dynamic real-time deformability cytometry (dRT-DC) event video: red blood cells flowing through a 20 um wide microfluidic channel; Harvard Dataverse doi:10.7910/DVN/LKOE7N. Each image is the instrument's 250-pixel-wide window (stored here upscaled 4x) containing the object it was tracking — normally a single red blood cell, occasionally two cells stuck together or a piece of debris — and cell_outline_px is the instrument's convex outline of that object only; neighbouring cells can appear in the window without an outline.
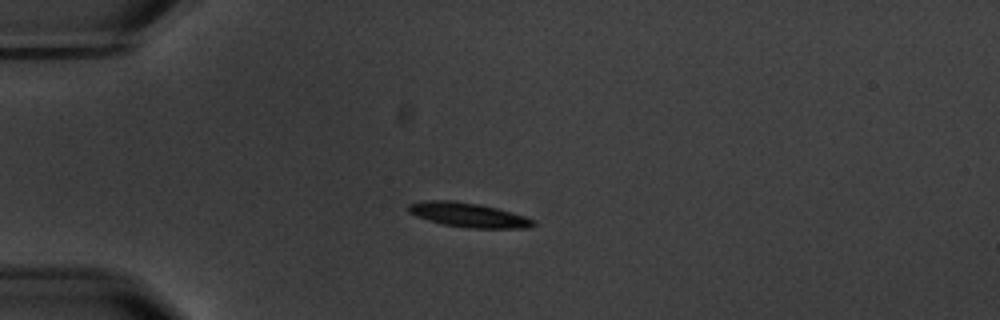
{"species": "common noctule bat (a hibernating species)", "species_latin": "Nyctalus noctula", "temperature_condition": "warm", "stored_images_in_passage": 10, "camera_frame_rate_fps": 3000, "um_per_image_px": 0.085, "animal": {"sex": "male", "body_mass_g": 20.1, "forearm_length_mm": 53.5}, "frame": {"image": 1, "passage_image": 1, "time_ms": 0.0, "image_size_px": [1000, 320], "cell_outline_px": [[536, 224], [532, 228], [468, 228], [444, 224], [428, 220], [416, 216], [408, 212], [408, 204], [424, 200], [452, 200], [480, 204], [496, 208], [524, 216], [536, 220]], "centroid_in_image_um": [39.82, 18.27], "position_along_channel_um": 45.2, "area_um2": 17.8}}
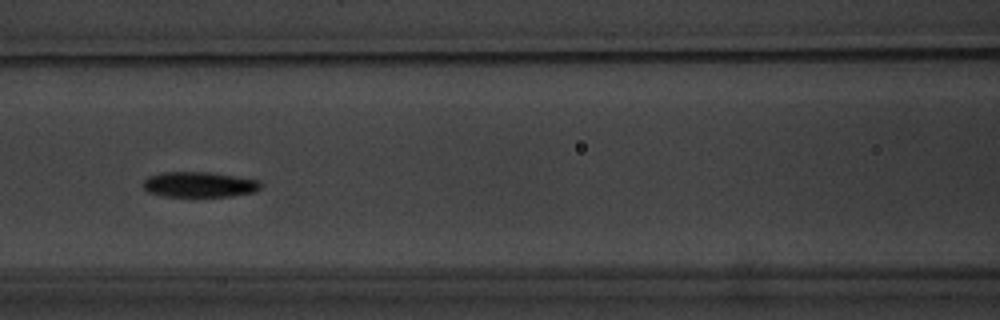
{"frame": {"image": 2, "passage_image": 4, "time_ms": 3.667, "image_size_px": [1000, 320], "cell_outline_px": [[260, 188], [256, 192], [232, 196], [164, 196], [148, 192], [140, 184], [148, 176], [160, 172], [208, 172], [260, 180]], "centroid_in_image_um": [16.91, 15.68], "position_along_channel_um": 149.7, "area_um2": 17.46}}
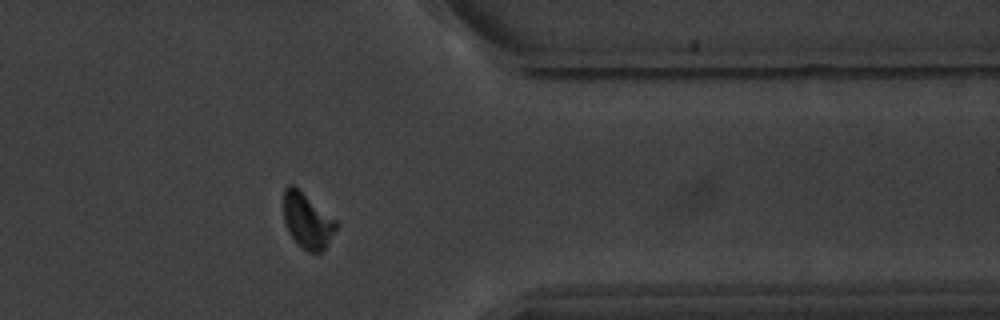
{"frame": {"image": 3, "passage_image": 10, "time_ms": 10.667, "image_size_px": [1000, 320], "cell_outline_px": [[336, 228], [324, 248], [320, 252], [308, 252], [292, 236], [284, 220], [284, 188], [288, 184], [296, 184], [336, 220]], "centroid_in_image_um": [26.1, 18.67], "position_along_channel_um": 385.3, "area_um2": 16.7}, "authors_computed_cell_mechanics": {"area_um2": 17.6001, "velocity_mm_per_s": 3.4989, "shape_relaxation_time_tau1_ms": 1.5694, "shape_relaxation_time_tau2_ms": 3.499, "deformation_change_tau1": 0.1288, "deformation_change_tau2": 0.0856}}